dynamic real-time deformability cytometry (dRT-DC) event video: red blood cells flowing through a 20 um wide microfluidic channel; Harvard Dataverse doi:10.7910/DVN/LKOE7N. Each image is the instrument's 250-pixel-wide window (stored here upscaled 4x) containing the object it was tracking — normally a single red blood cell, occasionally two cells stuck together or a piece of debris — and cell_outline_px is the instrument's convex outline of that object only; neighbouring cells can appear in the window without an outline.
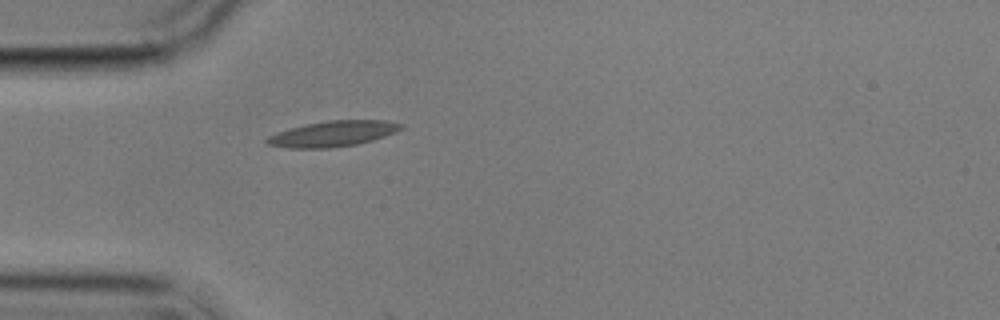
{"species": "common noctule bat (a hibernating species)", "species_latin": "Nyctalus noctula", "temperature_condition": "cold", "stored_images_in_passage": 6, "camera_frame_rate_fps": 3000, "um_per_image_px": 0.085, "animal": {"sex": "male", "body_mass_g": 17.9}, "frame": {"image": 1, "passage_image": 6, "time_ms": 9.0, "image_size_px": [1000, 320], "cell_outline_px": [[404, 128], [396, 132], [372, 140], [356, 144], [332, 148], [288, 148], [268, 144], [264, 140], [268, 136], [276, 132], [308, 124], [328, 120], [384, 120], [404, 124]], "centroid_in_image_um": [28.32, 11.37], "position_along_channel_um": 56.7, "area_um2": 19.94}}